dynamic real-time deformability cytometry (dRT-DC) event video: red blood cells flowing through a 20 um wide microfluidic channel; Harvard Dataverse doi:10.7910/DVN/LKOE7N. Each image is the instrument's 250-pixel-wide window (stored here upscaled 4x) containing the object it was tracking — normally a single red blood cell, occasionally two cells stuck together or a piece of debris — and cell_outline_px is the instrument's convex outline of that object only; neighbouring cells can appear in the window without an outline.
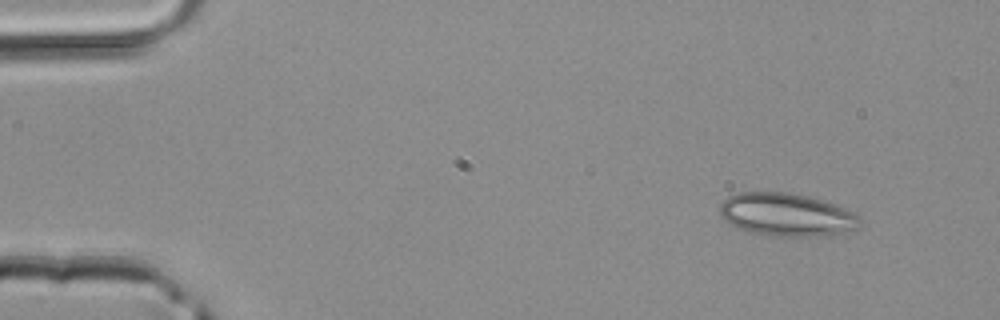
{"species": "common noctule bat (a hibernating species)", "species_latin": "Nyctalus noctula", "temperature_condition": "room temperature", "stored_images_in_passage": 4, "camera_frame_rate_fps": 3000, "um_per_image_px": 0.085, "animal": {"sex": "male", "body_mass_g": 20.4}, "frame": {"image": 1, "passage_image": 1, "time_ms": 0.0, "image_size_px": [1000, 320], "cell_outline_px": [[860, 224], [856, 228], [844, 232], [808, 236], [772, 236], [748, 232], [724, 220], [720, 216], [720, 204], [728, 196], [736, 192], [788, 192], [808, 196], [856, 212], [860, 220]], "centroid_in_image_um": [66.81, 18.24], "position_along_channel_um": 18.2, "area_um2": 34.85}}